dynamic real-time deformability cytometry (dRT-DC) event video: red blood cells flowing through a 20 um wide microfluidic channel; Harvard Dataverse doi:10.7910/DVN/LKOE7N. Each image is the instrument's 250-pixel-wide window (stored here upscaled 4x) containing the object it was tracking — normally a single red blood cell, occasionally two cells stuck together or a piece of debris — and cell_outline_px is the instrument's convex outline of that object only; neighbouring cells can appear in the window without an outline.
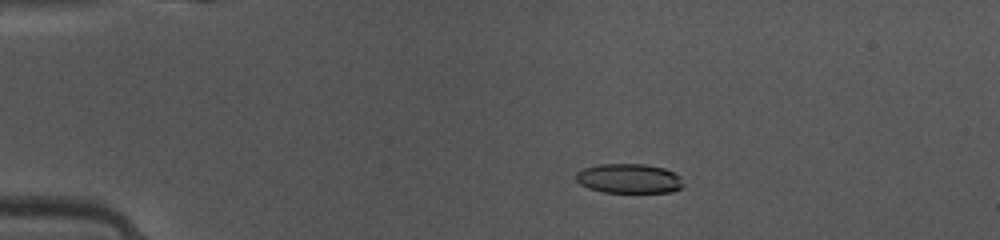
{"species": "common noctule bat (a hibernating species)", "species_latin": "Nyctalus noctula", "temperature_condition": "warm", "stored_images_in_passage": 49, "camera_frame_rate_fps": 3000, "um_per_image_px": 0.085, "animal": {"sex": "female", "body_mass_g": 10.0, "forearm_length_mm": 53.1}, "frame": {"image": 1, "passage_image": 10, "time_ms": 3.0, "image_size_px": [1000, 240], "cell_outline_px": [[684, 184], [680, 188], [672, 192], [604, 192], [588, 188], [580, 184], [576, 180], [576, 172], [584, 168], [600, 164], [644, 164], [664, 168], [680, 176]], "centroid_in_image_um": [53.46, 15.17], "position_along_channel_um": 31.5, "area_um2": 18.44}}
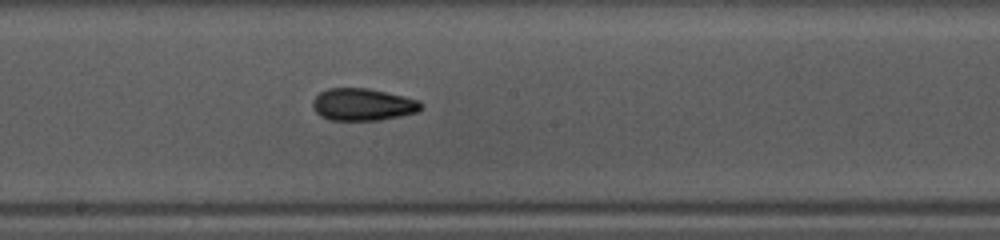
{"frame": {"image": 2, "passage_image": 27, "time_ms": 8.667, "image_size_px": [1000, 240], "cell_outline_px": [[424, 108], [416, 112], [400, 116], [380, 120], [328, 120], [320, 116], [316, 112], [312, 104], [312, 100], [320, 92], [328, 88], [368, 88], [404, 96], [420, 100], [424, 104]], "centroid_in_image_um": [30.86, 8.88], "position_along_channel_um": 217.3, "area_um2": 20.52}}
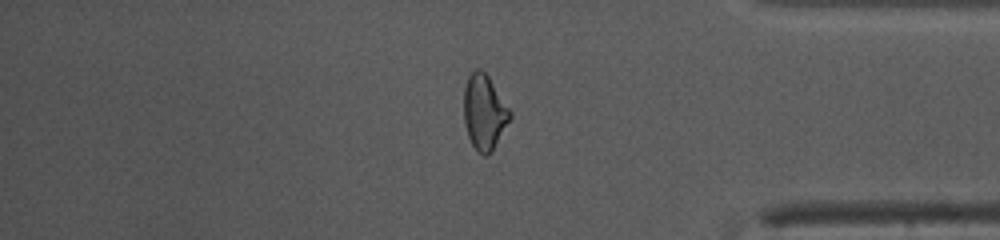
{"frame": {"image": 3, "passage_image": 41, "time_ms": 13.333, "image_size_px": [1000, 240], "cell_outline_px": [[512, 116], [492, 152], [488, 156], [484, 156], [472, 144], [468, 136], [464, 120], [464, 88], [468, 76], [476, 68], [480, 68], [488, 76], [512, 112]], "centroid_in_image_um": [41.17, 9.53], "position_along_channel_um": 394.0, "area_um2": 20.11}, "authors_computed_cell_mechanics": {"area_um2": 19.7098, "velocity_mm_per_s": 4.1717, "shape_relaxation_time_tau1_ms": null, "shape_relaxation_time_tau2_ms": 2.2179, "deformation_change_tau1": null, "deformation_change_tau2": 0.0892}}